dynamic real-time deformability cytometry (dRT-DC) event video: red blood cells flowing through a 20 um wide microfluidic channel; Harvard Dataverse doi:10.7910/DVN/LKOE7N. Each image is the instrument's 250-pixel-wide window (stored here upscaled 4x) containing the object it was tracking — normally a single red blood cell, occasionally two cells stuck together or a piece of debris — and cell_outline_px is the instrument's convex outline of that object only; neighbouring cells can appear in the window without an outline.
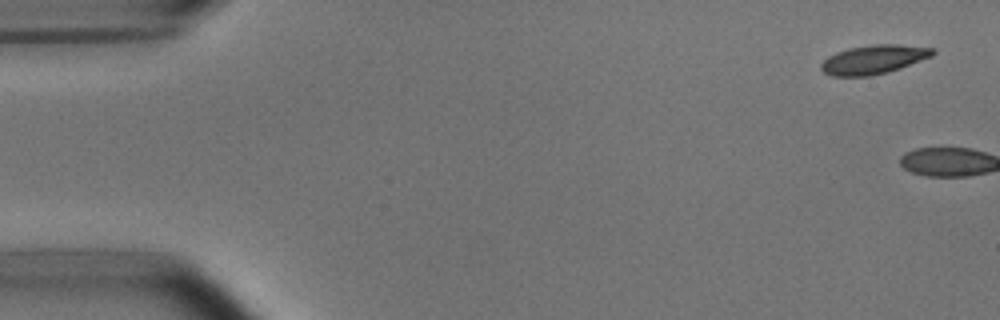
{"species": "common noctule bat (a hibernating species)", "species_latin": "Nyctalus noctula", "temperature_condition": "room temperature", "stored_images_in_passage": 4, "camera_frame_rate_fps": 3000, "um_per_image_px": 0.085, "animal": {"sex": "male", "body_mass_g": 15.6}, "frame": {"image": 1, "passage_image": 1, "time_ms": 0.0, "image_size_px": [1000, 320], "cell_outline_px": [[936, 52], [932, 56], [900, 68], [888, 72], [868, 76], [832, 76], [824, 72], [820, 68], [820, 64], [828, 56], [836, 52], [848, 48], [872, 44], [896, 44], [936, 48]], "centroid_in_image_um": [74.26, 5.05], "position_along_channel_um": 10.7, "area_um2": 18.9}}